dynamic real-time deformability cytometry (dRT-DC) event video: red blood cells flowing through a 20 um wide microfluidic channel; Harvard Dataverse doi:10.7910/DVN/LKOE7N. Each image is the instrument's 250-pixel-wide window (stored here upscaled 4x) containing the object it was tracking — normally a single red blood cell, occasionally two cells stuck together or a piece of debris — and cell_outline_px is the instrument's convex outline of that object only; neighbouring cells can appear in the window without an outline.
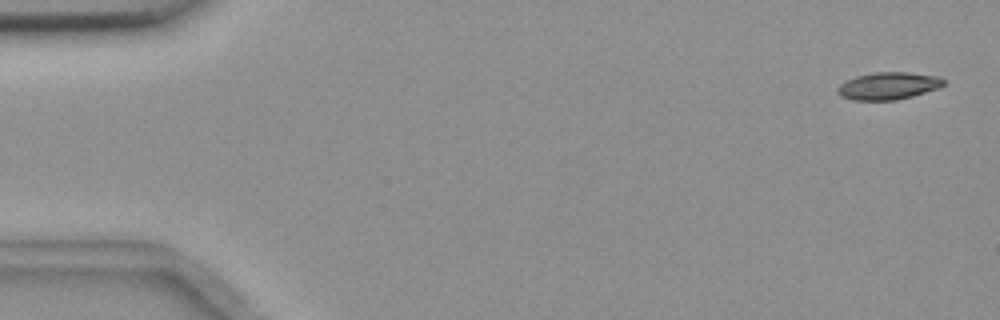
{"species": "common noctule bat (a hibernating species)", "species_latin": "Nyctalus noctula", "temperature_condition": "room temperature", "stored_images_in_passage": 54, "camera_frame_rate_fps": 3000, "um_per_image_px": 0.085, "animal": {"sex": "female", "body_mass_g": 18.4}, "frame": {"image": 1, "passage_image": 1, "time_ms": 0.0, "image_size_px": [1000, 320], "cell_outline_px": [[944, 84], [936, 88], [912, 96], [896, 100], [852, 100], [840, 96], [836, 92], [836, 88], [840, 84], [856, 76], [876, 72], [908, 72], [940, 76], [944, 80]], "centroid_in_image_um": [75.47, 7.3], "position_along_channel_um": 9.5, "area_um2": 16.82}}
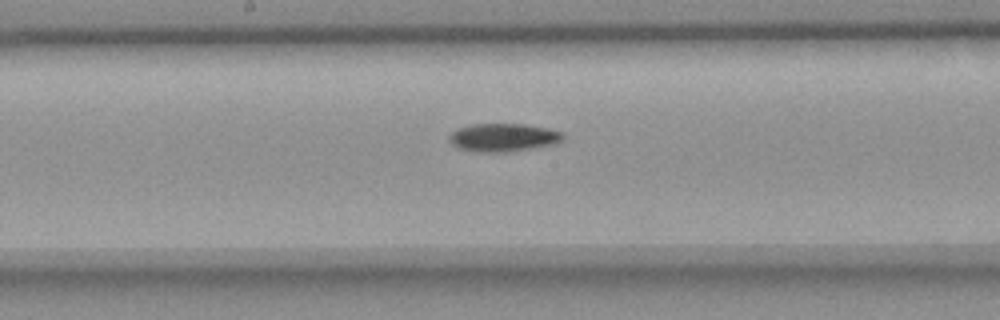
{"frame": {"image": 2, "passage_image": 28, "time_ms": 9.0, "image_size_px": [1000, 320], "cell_outline_px": [[564, 140], [552, 144], [532, 148], [504, 152], [476, 152], [460, 148], [452, 144], [448, 140], [448, 136], [456, 128], [472, 124], [524, 124], [548, 128], [564, 132]], "centroid_in_image_um": [42.77, 11.67], "position_along_channel_um": 205.4, "area_um2": 18.73}}
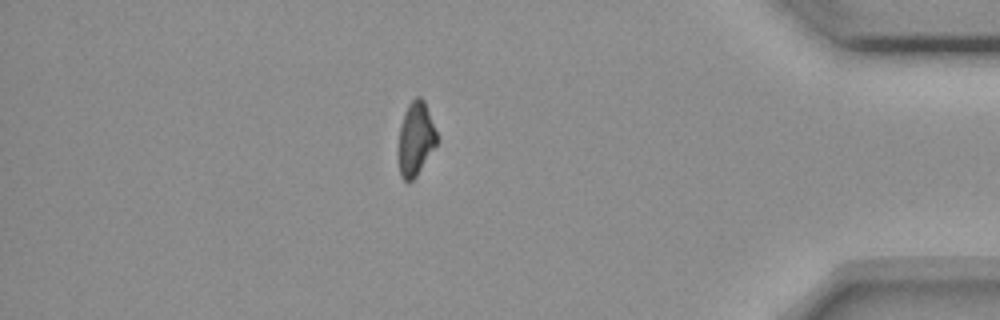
{"frame": {"image": 3, "passage_image": 47, "time_ms": 15.333, "image_size_px": [1000, 320], "cell_outline_px": [[436, 144], [416, 176], [408, 184], [400, 176], [396, 156], [400, 128], [404, 112], [408, 104], [416, 96], [420, 96], [424, 100], [436, 132]], "centroid_in_image_um": [35.27, 11.84], "position_along_channel_um": 399.9, "area_um2": 16.59}, "authors_computed_cell_mechanics": {"area_um2": 17.5423, "velocity_mm_per_s": 3.6743, "shape_relaxation_time_tau1_ms": 7.3491, "shape_relaxation_time_tau2_ms": null, "deformation_change_tau1": 0.1621, "deformation_change_tau2": null}}